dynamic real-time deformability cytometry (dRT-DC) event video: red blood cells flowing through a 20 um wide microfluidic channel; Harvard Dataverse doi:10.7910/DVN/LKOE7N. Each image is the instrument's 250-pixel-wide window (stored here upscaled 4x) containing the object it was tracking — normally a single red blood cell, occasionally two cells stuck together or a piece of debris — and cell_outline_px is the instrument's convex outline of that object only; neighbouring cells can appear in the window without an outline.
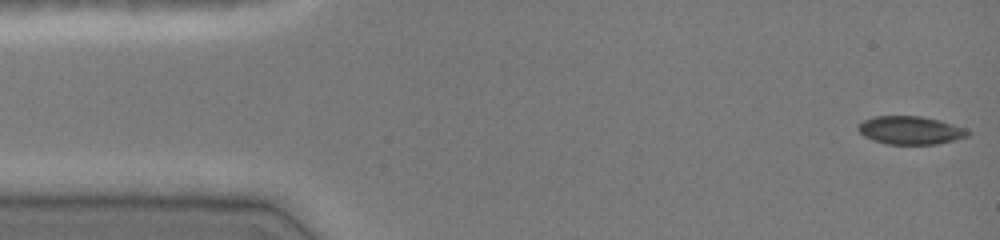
{"species": "common noctule bat (a hibernating species)", "species_latin": "Nyctalus noctula", "temperature_condition": "cold", "stored_images_in_passage": 17, "camera_frame_rate_fps": 3000, "um_per_image_px": 0.085, "animal": {"sex": "female", "body_mass_g": 19.0, "forearm_length_mm": 51.5}, "frame": {"image": 1, "passage_image": 1, "time_ms": 0.0, "image_size_px": [1000, 240], "cell_outline_px": [[972, 132], [968, 136], [936, 144], [888, 144], [872, 140], [864, 136], [856, 128], [864, 120], [872, 116], [920, 116], [940, 120], [964, 128]], "centroid_in_image_um": [77.37, 11.07], "position_along_channel_um": 7.6, "area_um2": 17.92}}
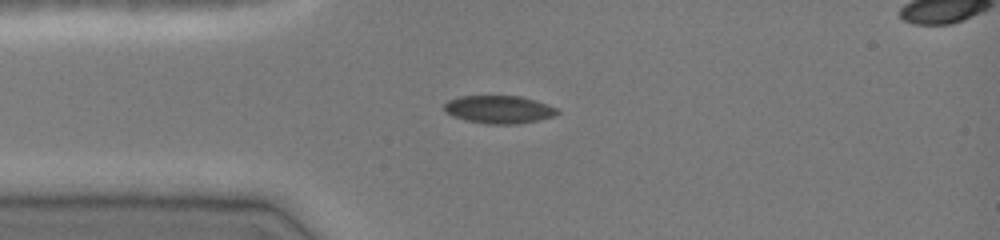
{"frame": {"image": 2, "passage_image": 11, "time_ms": 3.333, "image_size_px": [1000, 240], "cell_outline_px": [[560, 112], [556, 116], [516, 124], [484, 124], [452, 116], [444, 112], [444, 104], [448, 100], [460, 96], [520, 96], [536, 100], [548, 104], [556, 108]], "centroid_in_image_um": [42.41, 9.3], "position_along_channel_um": 42.6, "area_um2": 18.44}}
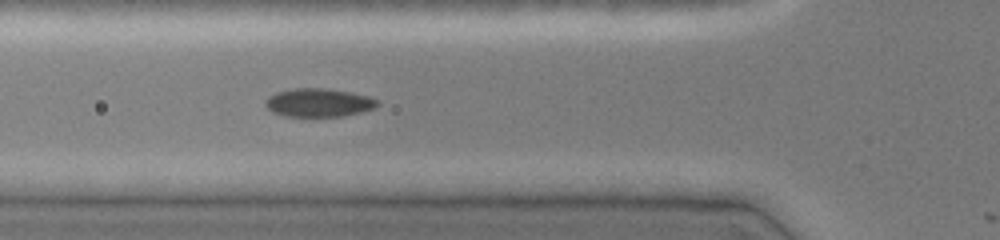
{"frame": {"image": 3, "passage_image": 16, "time_ms": 5.0, "image_size_px": [1000, 240], "cell_outline_px": [[380, 104], [372, 108], [360, 112], [340, 116], [284, 116], [272, 112], [264, 104], [264, 100], [268, 96], [276, 92], [292, 88], [324, 88], [348, 92], [368, 96], [380, 100]], "centroid_in_image_um": [27.04, 8.71], "position_along_channel_um": 98.8, "area_um2": 18.5}}